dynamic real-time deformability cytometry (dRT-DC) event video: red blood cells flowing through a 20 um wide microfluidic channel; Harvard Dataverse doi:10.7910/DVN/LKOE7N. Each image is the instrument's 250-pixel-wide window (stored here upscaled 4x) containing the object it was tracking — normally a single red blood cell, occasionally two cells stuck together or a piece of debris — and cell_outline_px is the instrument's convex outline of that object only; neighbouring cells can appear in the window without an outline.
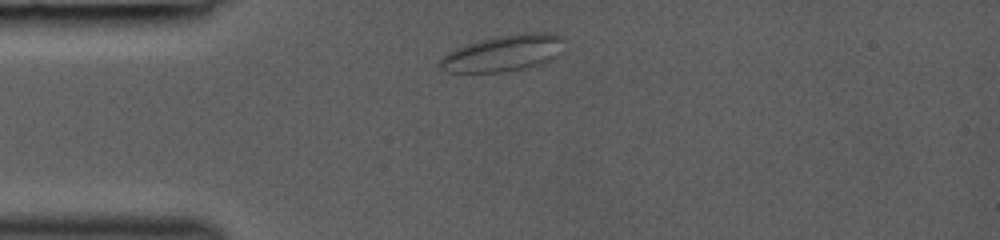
{"species": "common noctule bat (a hibernating species)", "species_latin": "Nyctalus noctula", "temperature_condition": "room temperature", "stored_images_in_passage": 2, "camera_frame_rate_fps": 3000, "um_per_image_px": 0.085, "animal": {"sex": "female", "body_mass_g": 19.0, "forearm_length_mm": 53.3}, "frame": {"image": 1, "passage_image": 1, "time_ms": 0.0, "image_size_px": [1000, 240], "cell_outline_px": [[564, 52], [552, 60], [540, 64], [524, 68], [500, 72], [448, 72], [436, 68], [440, 60], [448, 52], [456, 48], [480, 40], [500, 36], [524, 32], [552, 32], [564, 36]], "centroid_in_image_um": [42.86, 4.51], "position_along_channel_um": 42.1, "area_um2": 26.7}}